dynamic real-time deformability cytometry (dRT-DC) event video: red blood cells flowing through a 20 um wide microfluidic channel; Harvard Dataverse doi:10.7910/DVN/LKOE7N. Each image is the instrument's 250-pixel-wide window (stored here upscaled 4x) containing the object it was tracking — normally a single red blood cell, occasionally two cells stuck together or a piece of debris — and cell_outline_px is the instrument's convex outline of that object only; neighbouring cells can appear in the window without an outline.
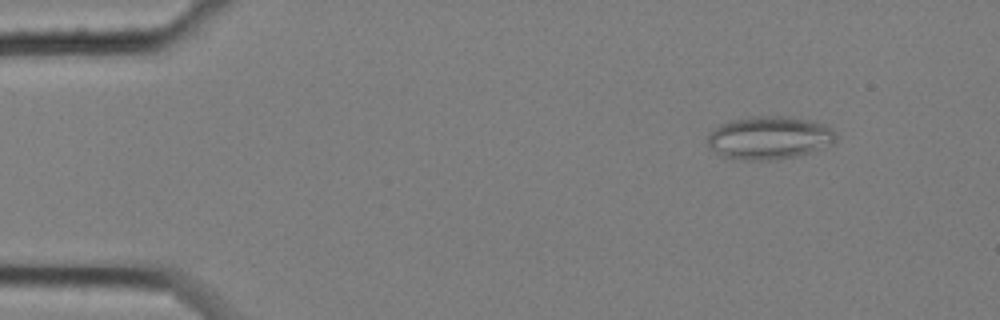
{"species": "common noctule bat (a hibernating species)", "species_latin": "Nyctalus noctula", "temperature_condition": "cold", "stored_images_in_passage": 58, "camera_frame_rate_fps": 3000, "um_per_image_px": 0.085, "animal": {"sex": "female", "body_mass_g": 25.1}, "frame": {"image": 1, "passage_image": 7, "time_ms": 2.0, "image_size_px": [1000, 320], "cell_outline_px": [[836, 140], [832, 144], [796, 156], [772, 160], [732, 160], [720, 156], [708, 144], [708, 132], [716, 124], [728, 120], [748, 116], [788, 116], [808, 120], [832, 128], [836, 132]], "centroid_in_image_um": [65.31, 11.7], "position_along_channel_um": 19.7, "area_um2": 32.6}}
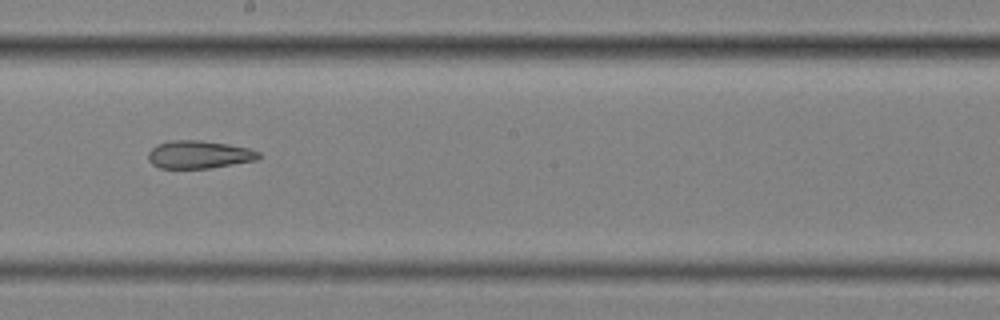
{"frame": {"image": 2, "passage_image": 33, "time_ms": 10.667, "image_size_px": [1000, 320], "cell_outline_px": [[260, 156], [256, 160], [208, 168], [160, 168], [152, 164], [148, 160], [148, 152], [156, 144], [168, 140], [200, 140], [228, 144], [248, 148], [260, 152]], "centroid_in_image_um": [16.87, 13.12], "position_along_channel_um": 231.3, "area_um2": 17.92}}
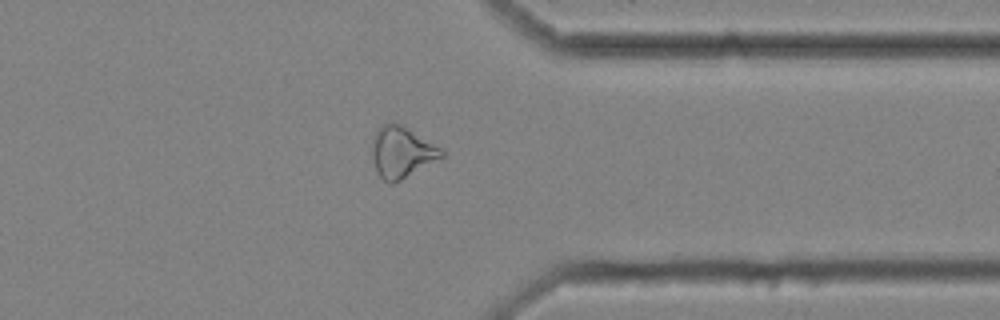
{"frame": {"image": 3, "passage_image": 46, "time_ms": 15.0, "image_size_px": [1000, 320], "cell_outline_px": [[444, 156], [400, 180], [392, 184], [388, 184], [376, 172], [372, 156], [372, 136], [376, 128], [392, 120], [400, 124], [440, 148], [444, 152]], "centroid_in_image_um": [34.08, 12.92], "position_along_channel_um": 377.3, "area_um2": 20.58}}